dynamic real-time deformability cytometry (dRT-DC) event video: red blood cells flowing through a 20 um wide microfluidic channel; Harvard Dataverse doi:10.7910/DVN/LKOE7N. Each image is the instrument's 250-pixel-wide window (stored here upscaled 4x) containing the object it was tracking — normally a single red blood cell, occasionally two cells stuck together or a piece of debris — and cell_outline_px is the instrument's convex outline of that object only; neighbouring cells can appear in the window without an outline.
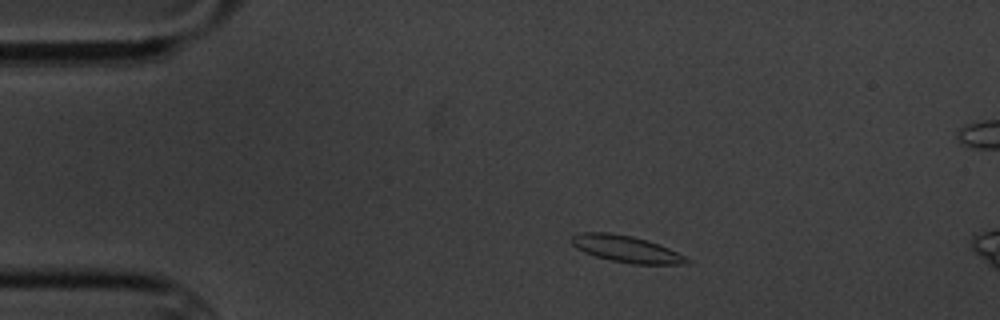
{"species": "common noctule bat (a hibernating species)", "species_latin": "Nyctalus noctula", "temperature_condition": "cold", "stored_images_in_passage": 4, "camera_frame_rate_fps": 3000, "um_per_image_px": 0.085, "animal": {"sex": "male", "body_mass_g": 20.1, "forearm_length_mm": 53.5}, "frame": {"image": 1, "passage_image": 1, "time_ms": 0.0, "image_size_px": [1000, 320], "cell_outline_px": [[692, 260], [680, 264], [632, 264], [612, 260], [596, 256], [584, 252], [576, 248], [572, 244], [572, 236], [580, 232], [608, 232], [632, 236], [648, 240], [688, 256]], "centroid_in_image_um": [53.25, 21.16], "position_along_channel_um": 31.8, "area_um2": 17.86}}
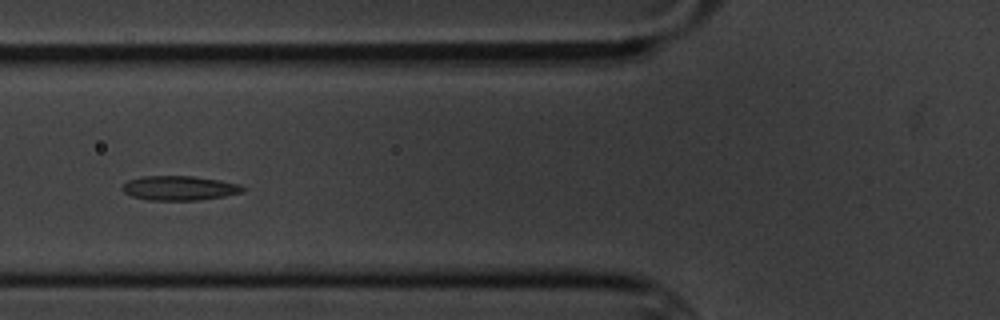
{"frame": {"image": 2, "passage_image": 4, "time_ms": 3.667, "image_size_px": [1000, 320], "cell_outline_px": [[244, 192], [224, 196], [196, 200], [148, 200], [132, 196], [124, 192], [120, 188], [128, 180], [144, 176], [192, 176], [220, 180], [240, 184], [244, 188]], "centroid_in_image_um": [15.24, 15.98], "position_along_channel_um": 110.6, "area_um2": 17.11}}